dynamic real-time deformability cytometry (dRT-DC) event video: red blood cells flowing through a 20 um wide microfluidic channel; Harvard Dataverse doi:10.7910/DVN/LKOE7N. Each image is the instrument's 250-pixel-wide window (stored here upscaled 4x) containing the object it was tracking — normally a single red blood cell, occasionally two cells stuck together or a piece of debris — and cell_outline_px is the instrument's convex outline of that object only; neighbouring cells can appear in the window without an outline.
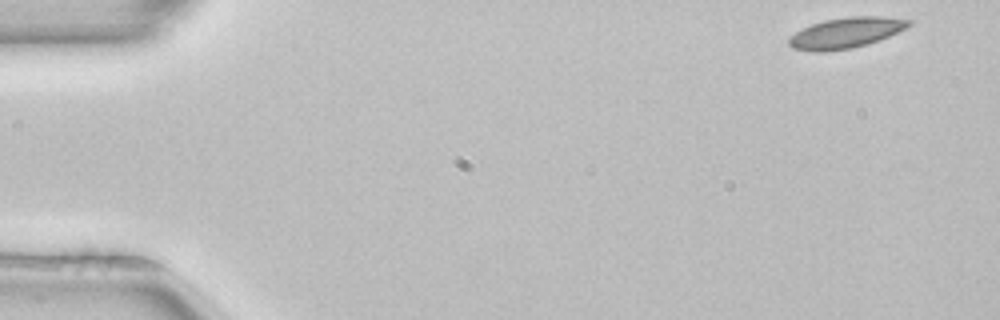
{"species": "common noctule bat (a hibernating species)", "species_latin": "Nyctalus noctula", "temperature_condition": "room temperature", "stored_images_in_passage": 50, "camera_frame_rate_fps": 3000, "um_per_image_px": 0.085, "animal": {"sex": "female", "body_mass_g": 22.7, "forearm_length_mm": 54.2}, "frame": {"image": 1, "passage_image": 1, "time_ms": 0.0, "image_size_px": [1000, 320], "cell_outline_px": [[912, 24], [888, 36], [868, 44], [852, 48], [824, 52], [812, 52], [792, 48], [788, 44], [788, 40], [796, 32], [812, 24], [824, 20], [852, 16], [884, 16], [912, 20]], "centroid_in_image_um": [71.89, 2.79], "position_along_channel_um": 13.1, "area_um2": 21.27}}
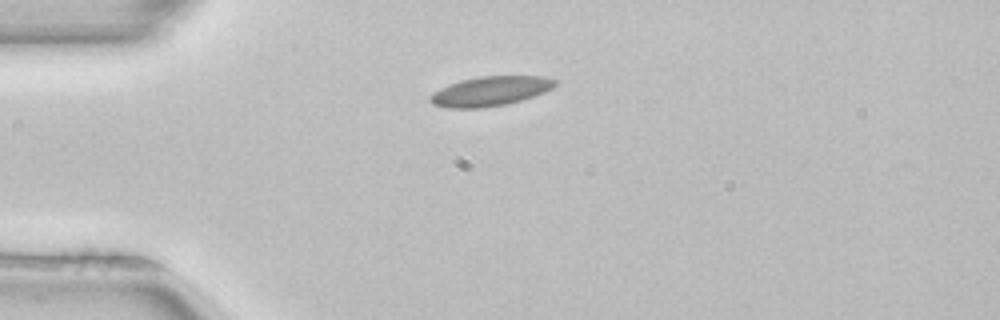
{"frame": {"image": 2, "passage_image": 11, "time_ms": 3.333, "image_size_px": [1000, 320], "cell_outline_px": [[560, 80], [552, 88], [544, 92], [508, 104], [484, 108], [448, 108], [432, 104], [428, 100], [440, 88], [460, 80], [480, 76], [544, 76]], "centroid_in_image_um": [41.71, 7.75], "position_along_channel_um": 43.3, "area_um2": 21.5}}
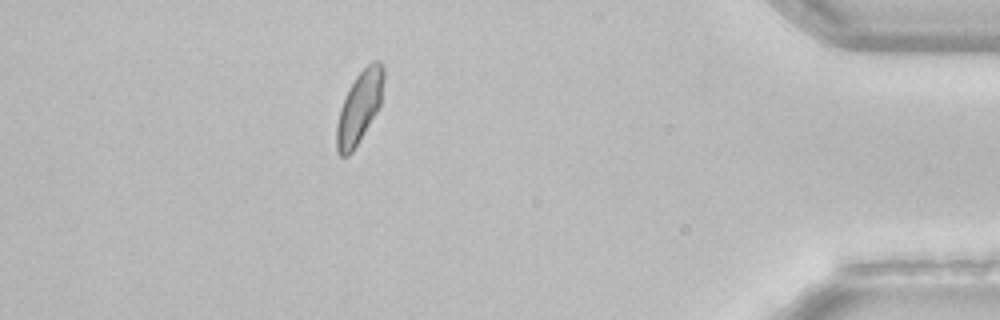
{"frame": {"image": 3, "passage_image": 44, "time_ms": 14.333, "image_size_px": [1000, 320], "cell_outline_px": [[384, 80], [380, 104], [376, 112], [352, 152], [348, 156], [340, 156], [336, 152], [336, 124], [340, 108], [356, 76], [368, 64], [376, 60], [380, 60], [384, 68]], "centroid_in_image_um": [30.54, 9.12], "position_along_channel_um": 404.7, "area_um2": 19.36}, "authors_computed_cell_mechanics": {"area_um2": 20.4612, "velocity_mm_per_s": 3.9439, "shape_relaxation_time_tau1_ms": 4.9028, "shape_relaxation_time_tau2_ms": null, "deformation_change_tau1": 0.0916, "deformation_change_tau2": null}}